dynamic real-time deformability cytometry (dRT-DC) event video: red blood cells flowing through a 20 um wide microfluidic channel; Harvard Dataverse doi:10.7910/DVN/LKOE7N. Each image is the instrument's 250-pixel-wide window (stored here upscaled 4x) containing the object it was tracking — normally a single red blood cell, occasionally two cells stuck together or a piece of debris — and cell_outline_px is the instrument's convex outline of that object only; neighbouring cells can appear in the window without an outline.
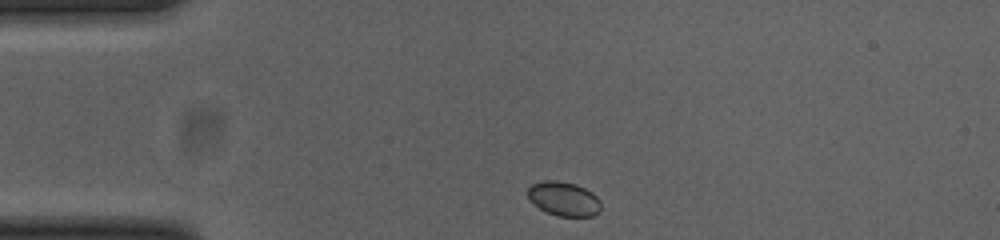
{"species": "common noctule bat (a hibernating species)", "species_latin": "Nyctalus noctula", "temperature_condition": "cold", "stored_images_in_passage": 43, "camera_frame_rate_fps": 3000, "um_per_image_px": 0.085, "animal": {"sex": "female", "body_mass_g": 23.0, "forearm_length_mm": 53.4}, "frame": {"image": 1, "passage_image": 1, "time_ms": 0.0, "image_size_px": [1000, 240], "cell_outline_px": [[600, 212], [592, 216], [556, 216], [544, 212], [528, 200], [528, 188], [532, 184], [544, 180], [556, 180], [576, 184], [592, 192], [600, 200]], "centroid_in_image_um": [47.9, 16.9], "position_along_channel_um": 37.1, "area_um2": 14.8}}
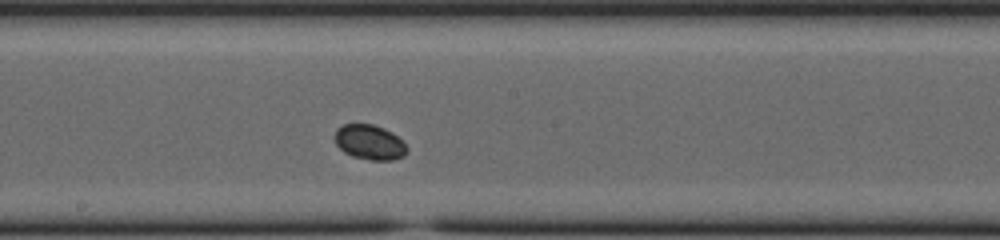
{"frame": {"image": 2, "passage_image": 18, "time_ms": 5.667, "image_size_px": [1000, 240], "cell_outline_px": [[408, 152], [404, 156], [392, 160], [372, 160], [352, 156], [344, 152], [336, 144], [332, 136], [336, 128], [344, 124], [372, 124], [384, 128], [392, 132], [408, 148]], "centroid_in_image_um": [31.38, 12.08], "position_along_channel_um": 216.8, "area_um2": 14.8}}
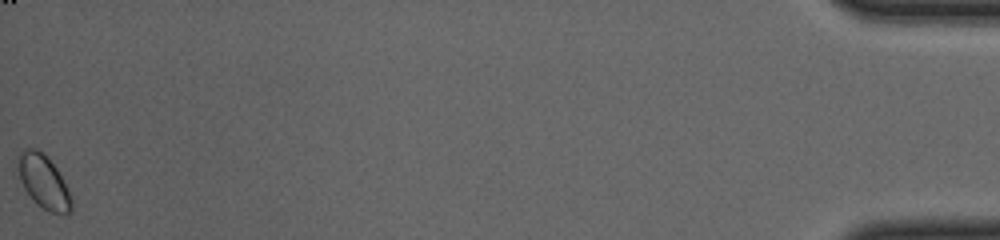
{"frame": {"image": 3, "passage_image": 43, "time_ms": 14.0, "image_size_px": [1000, 240], "cell_outline_px": [[72, 212], [48, 212], [36, 204], [32, 200], [24, 188], [20, 180], [20, 156], [28, 148], [36, 148], [56, 168], [72, 200]], "centroid_in_image_um": [3.72, 15.52], "position_along_channel_um": 431.5, "area_um2": 15.72}}